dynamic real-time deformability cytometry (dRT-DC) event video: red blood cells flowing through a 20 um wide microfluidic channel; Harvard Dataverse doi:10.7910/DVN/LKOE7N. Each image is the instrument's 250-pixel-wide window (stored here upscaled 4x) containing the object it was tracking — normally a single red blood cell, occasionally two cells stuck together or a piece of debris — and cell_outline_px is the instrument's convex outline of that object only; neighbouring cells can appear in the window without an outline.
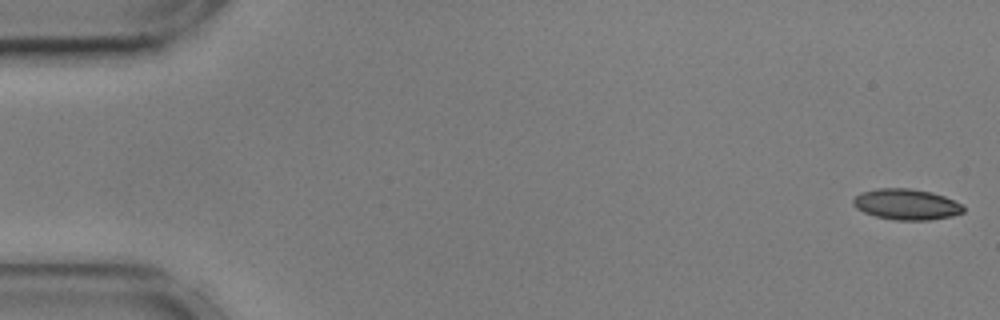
{"species": "common noctule bat (a hibernating species)", "species_latin": "Nyctalus noctula", "temperature_condition": "cold", "stored_images_in_passage": 8, "camera_frame_rate_fps": 3000, "um_per_image_px": 0.085, "animal": {"sex": "male", "body_mass_g": 17.9, "forearm_length_mm": 54.2}, "frame": {"image": 1, "passage_image": 1, "time_ms": 0.0, "image_size_px": [1000, 320], "cell_outline_px": [[964, 212], [952, 216], [928, 220], [896, 220], [876, 216], [864, 212], [856, 208], [852, 204], [852, 200], [860, 192], [876, 188], [912, 188], [932, 192], [944, 196], [960, 204], [964, 208]], "centroid_in_image_um": [77.01, 17.36], "position_along_channel_um": 8.0, "area_um2": 19.83}}